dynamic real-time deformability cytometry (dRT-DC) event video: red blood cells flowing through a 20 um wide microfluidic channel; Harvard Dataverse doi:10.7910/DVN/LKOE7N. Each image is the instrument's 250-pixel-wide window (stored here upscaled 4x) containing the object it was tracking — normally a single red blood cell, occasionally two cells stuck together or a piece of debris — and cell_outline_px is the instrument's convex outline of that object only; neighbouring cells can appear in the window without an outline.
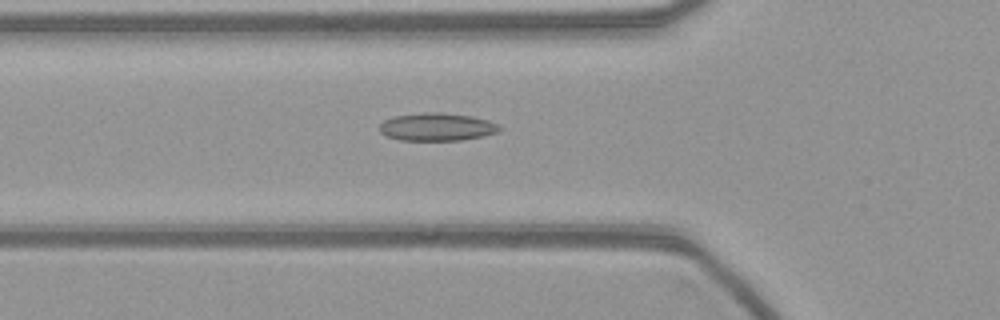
{"species": "common noctule bat (a hibernating species)", "species_latin": "Nyctalus noctula", "temperature_condition": "warm", "stored_images_in_passage": 38, "camera_frame_rate_fps": 3000, "um_per_image_px": 0.085, "animal": {"sex": "female", "body_mass_g": 21.9}, "frame": {"image": 1, "passage_image": 5, "time_ms": 1.333, "image_size_px": [1000, 320], "cell_outline_px": [[500, 132], [484, 136], [460, 140], [400, 140], [384, 136], [380, 132], [380, 124], [384, 120], [392, 116], [424, 112], [440, 112], [472, 116], [488, 120], [500, 124]], "centroid_in_image_um": [37.14, 10.78], "position_along_channel_um": 88.7, "area_um2": 19.71}}
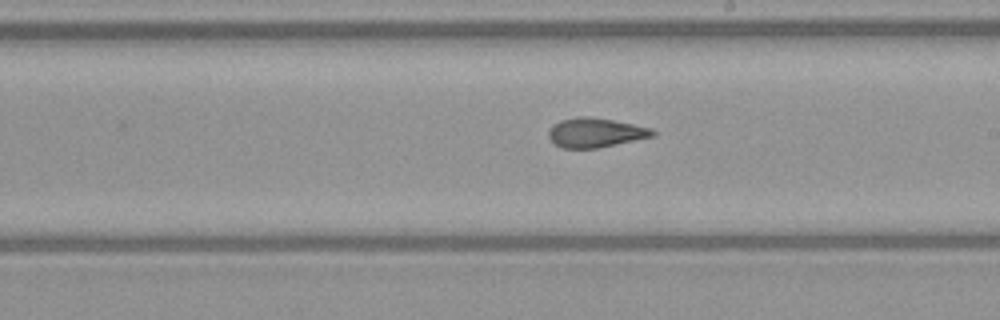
{"frame": {"image": 2, "passage_image": 17, "time_ms": 5.333, "image_size_px": [1000, 320], "cell_outline_px": [[656, 136], [600, 148], [560, 148], [552, 144], [548, 136], [548, 128], [552, 124], [560, 120], [576, 116], [592, 116], [652, 128], [656, 132]], "centroid_in_image_um": [50.58, 11.28], "position_along_channel_um": 238.4, "area_um2": 18.32}}
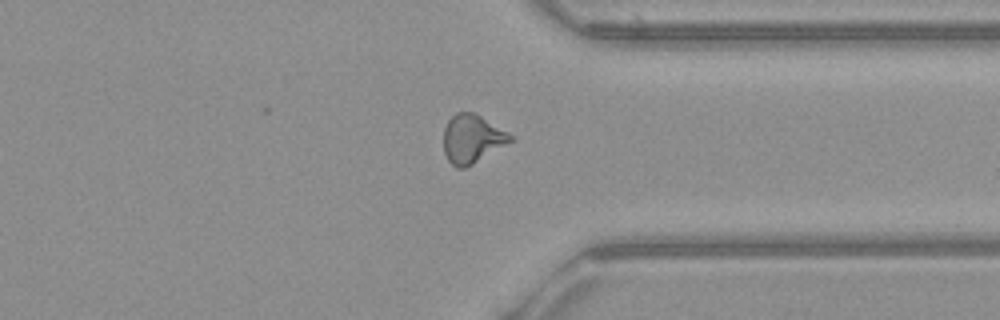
{"frame": {"image": 3, "passage_image": 28, "time_ms": 9.0, "image_size_px": [1000, 320], "cell_outline_px": [[516, 140], [472, 164], [464, 168], [456, 168], [448, 160], [444, 152], [444, 128], [448, 120], [456, 112], [476, 112], [508, 132]], "centroid_in_image_um": [40.15, 11.78], "position_along_channel_um": 371.2, "area_um2": 19.07}}